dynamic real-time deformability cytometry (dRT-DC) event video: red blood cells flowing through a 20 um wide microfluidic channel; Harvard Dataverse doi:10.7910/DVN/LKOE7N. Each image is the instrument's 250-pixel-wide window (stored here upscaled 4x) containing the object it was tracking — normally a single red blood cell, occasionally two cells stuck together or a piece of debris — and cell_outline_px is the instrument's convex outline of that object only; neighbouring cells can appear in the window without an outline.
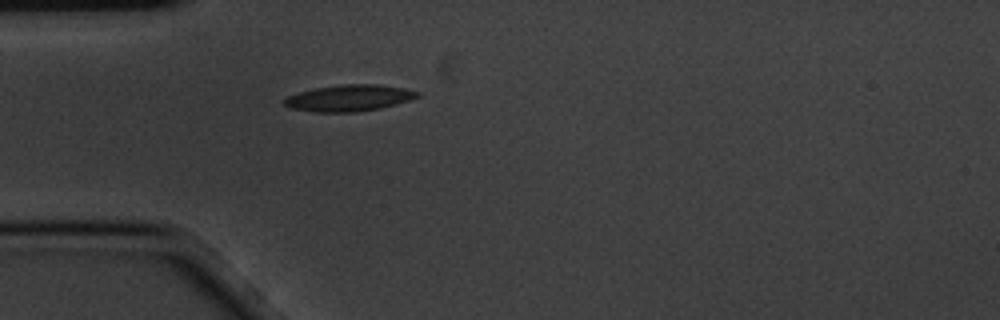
{"species": "common noctule bat (a hibernating species)", "species_latin": "Nyctalus noctula", "temperature_condition": "cold", "stored_images_in_passage": 1, "camera_frame_rate_fps": 3000, "um_per_image_px": 0.085, "animal": {"sex": "male", "body_mass_g": 20.1, "forearm_length_mm": 53.5}, "frame": {"image": 1, "passage_image": 1, "time_ms": 0.0, "image_size_px": [1000, 320], "cell_outline_px": [[420, 96], [396, 104], [380, 108], [356, 112], [312, 112], [288, 108], [280, 100], [288, 96], [300, 92], [316, 88], [344, 84], [376, 84], [404, 88], [420, 92]], "centroid_in_image_um": [29.63, 8.34], "position_along_channel_um": 55.4, "area_um2": 20.52}}